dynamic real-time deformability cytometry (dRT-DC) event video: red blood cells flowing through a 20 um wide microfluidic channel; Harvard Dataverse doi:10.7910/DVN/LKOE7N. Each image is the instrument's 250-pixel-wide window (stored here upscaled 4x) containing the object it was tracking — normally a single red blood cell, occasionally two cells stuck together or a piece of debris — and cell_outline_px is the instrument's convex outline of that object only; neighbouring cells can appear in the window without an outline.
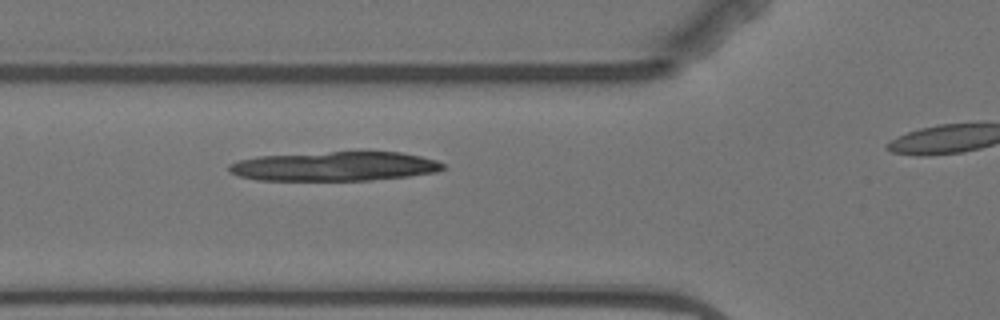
{"species": "Egyptian fruit bat (a non-hibernating species)", "species_latin": "Rousettus aegyptiacus", "temperature_condition": "warm", "stored_images_in_passage": 5, "camera_frame_rate_fps": 3000, "um_per_image_px": 0.085, "animal": {"sex": "female"}, "frame": {"image": 1, "passage_image": 4, "time_ms": 4.333, "image_size_px": [1000, 320], "cell_outline_px": [[444, 168], [436, 172], [408, 176], [372, 180], [256, 180], [240, 176], [232, 172], [228, 168], [228, 164], [240, 160], [260, 156], [332, 152], [400, 152], [420, 156], [436, 160], [444, 164]], "centroid_in_image_um": [28.47, 14.14], "position_along_channel_um": 97.3, "area_um2": 36.18}}